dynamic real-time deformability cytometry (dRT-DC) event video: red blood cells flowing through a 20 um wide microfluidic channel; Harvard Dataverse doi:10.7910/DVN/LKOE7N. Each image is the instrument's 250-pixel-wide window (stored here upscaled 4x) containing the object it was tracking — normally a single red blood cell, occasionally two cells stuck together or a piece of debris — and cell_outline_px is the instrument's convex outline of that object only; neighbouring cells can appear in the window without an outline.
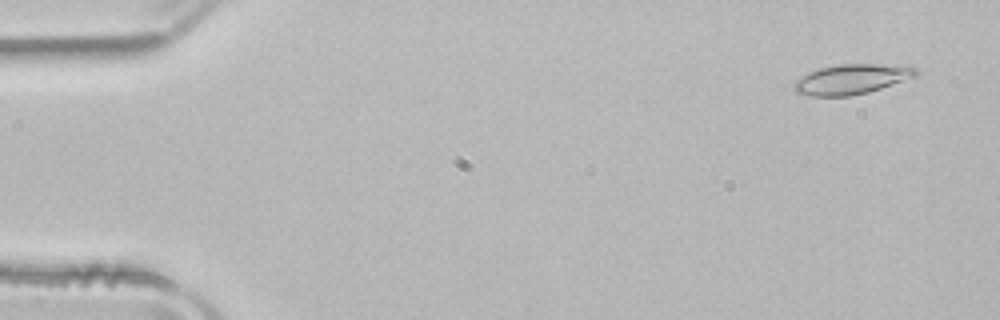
{"species": "common noctule bat (a hibernating species)", "species_latin": "Nyctalus noctula", "temperature_condition": "room temperature", "stored_images_in_passage": 52, "camera_frame_rate_fps": 3000, "um_per_image_px": 0.085, "animal": {"sex": "male", "body_mass_g": 21.5, "forearm_length_mm": 52.0}, "frame": {"image": 1, "passage_image": 3, "time_ms": 0.667, "image_size_px": [1000, 320], "cell_outline_px": [[920, 72], [916, 76], [868, 92], [852, 96], [808, 96], [796, 92], [792, 88], [792, 84], [796, 80], [808, 72], [820, 68], [840, 64], [880, 64], [916, 68]], "centroid_in_image_um": [72.32, 6.74], "position_along_channel_um": 12.7, "area_um2": 21.15}}
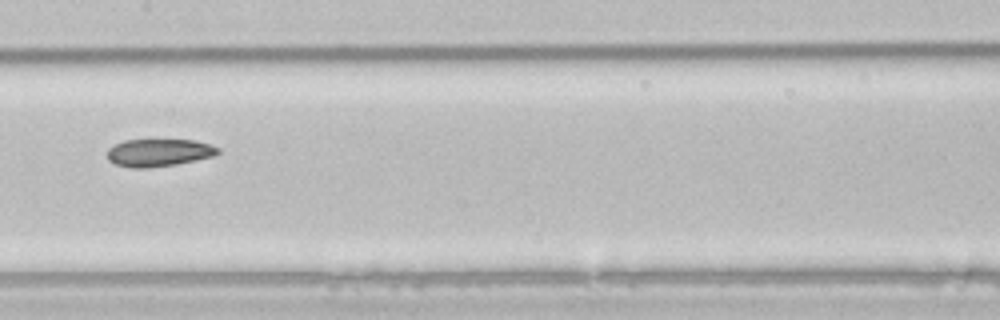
{"frame": {"image": 2, "passage_image": 26, "time_ms": 8.333, "image_size_px": [1000, 320], "cell_outline_px": [[220, 152], [212, 156], [196, 160], [176, 164], [148, 168], [132, 168], [116, 164], [108, 160], [108, 148], [124, 140], [196, 140], [220, 148]], "centroid_in_image_um": [13.5, 12.97], "position_along_channel_um": 193.9, "area_um2": 17.69}}
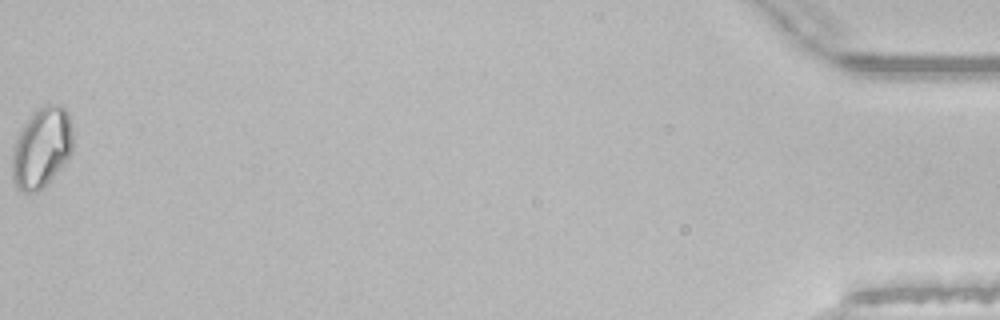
{"frame": {"image": 3, "passage_image": 52, "time_ms": 17.0, "image_size_px": [1000, 320], "cell_outline_px": [[72, 152], [52, 176], [36, 192], [24, 192], [16, 188], [12, 180], [12, 152], [16, 136], [28, 116], [36, 108], [44, 104], [60, 104], [68, 112], [72, 128]], "centroid_in_image_um": [3.5, 12.49], "position_along_channel_um": 431.7, "area_um2": 28.5}, "authors_computed_cell_mechanics": {"area_um2": 19.5364, "velocity_mm_per_s": 3.9275, "shape_relaxation_time_tau1_ms": null, "shape_relaxation_time_tau2_ms": 10.1119, "deformation_change_tau1": null, "deformation_change_tau2": 0.1274}}